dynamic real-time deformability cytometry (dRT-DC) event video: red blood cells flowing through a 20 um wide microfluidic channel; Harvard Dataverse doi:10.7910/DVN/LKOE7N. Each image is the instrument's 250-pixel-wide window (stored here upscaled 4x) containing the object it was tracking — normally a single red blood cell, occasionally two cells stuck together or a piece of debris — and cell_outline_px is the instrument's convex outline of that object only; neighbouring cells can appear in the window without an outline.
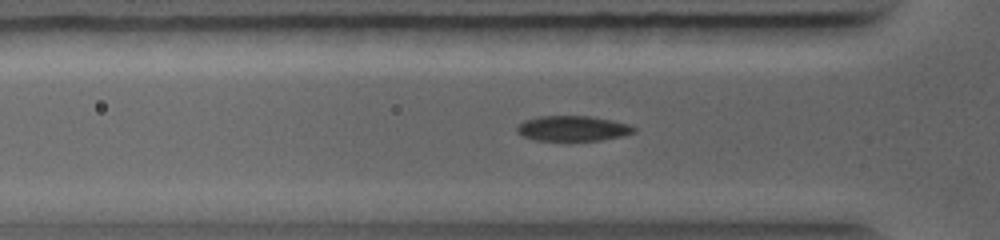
{"species": "common noctule bat (a hibernating species)", "species_latin": "Nyctalus noctula", "temperature_condition": "warm", "stored_images_in_passage": 28, "camera_frame_rate_fps": 5000, "um_per_image_px": 0.085, "animal": {"sex": "female", "body_mass_g": 19.0, "forearm_length_mm": 56.7}, "frame": {"image": 1, "passage_image": 7, "time_ms": 2.6, "image_size_px": [1000, 240], "cell_outline_px": [[636, 132], [620, 136], [600, 140], [572, 144], [536, 140], [524, 136], [516, 132], [516, 128], [524, 120], [536, 116], [592, 116], [612, 120], [628, 124], [636, 128]], "centroid_in_image_um": [48.66, 10.96], "position_along_channel_um": 77.1, "area_um2": 18.03}}
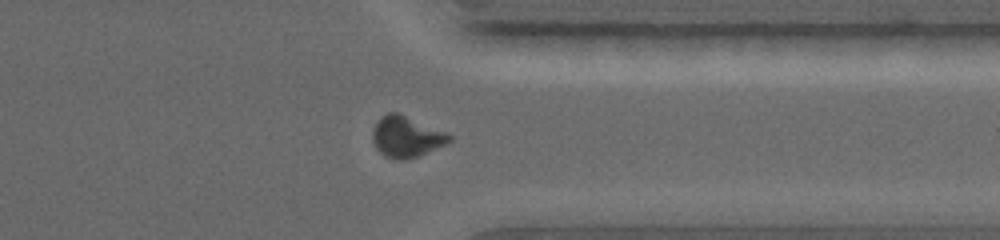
{"frame": {"image": 2, "passage_image": 19, "time_ms": 8.4, "image_size_px": [1000, 240], "cell_outline_px": [[452, 140], [420, 156], [408, 160], [400, 160], [384, 156], [376, 148], [372, 140], [372, 128], [376, 120], [380, 116], [388, 112], [400, 112], [448, 132], [452, 136]], "centroid_in_image_um": [34.52, 11.59], "position_along_channel_um": 376.9, "area_um2": 18.9}}
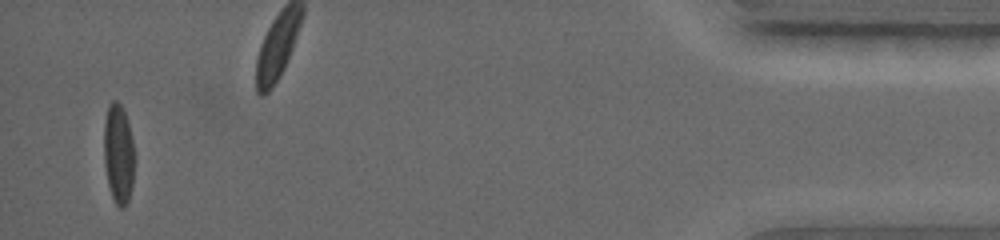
{"frame": {"image": 3, "passage_image": 26, "time_ms": 11.4, "image_size_px": [1000, 240], "cell_outline_px": [[136, 160], [132, 188], [128, 200], [124, 208], [120, 208], [116, 204], [112, 196], [108, 184], [104, 164], [104, 124], [108, 104], [112, 100], [116, 100], [124, 108], [132, 140]], "centroid_in_image_um": [10.08, 13.08], "position_along_channel_um": 425.1, "area_um2": 18.15}}